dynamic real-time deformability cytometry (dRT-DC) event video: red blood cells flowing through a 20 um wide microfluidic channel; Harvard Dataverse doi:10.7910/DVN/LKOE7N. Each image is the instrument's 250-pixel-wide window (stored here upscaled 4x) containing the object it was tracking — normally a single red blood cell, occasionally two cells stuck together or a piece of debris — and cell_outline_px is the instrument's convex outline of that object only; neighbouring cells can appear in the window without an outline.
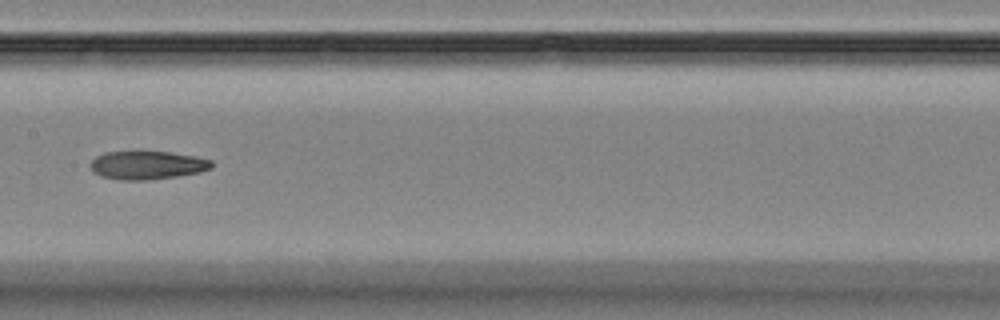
{"species": "Egyptian fruit bat (a non-hibernating species)", "species_latin": "Rousettus aegyptiacus", "temperature_condition": "room temperature", "stored_images_in_passage": 14, "camera_frame_rate_fps": 3000, "um_per_image_px": 0.085, "animal": {"sex": "female"}, "frame": {"image": 1, "passage_image": 7, "time_ms": 8.0, "image_size_px": [1000, 320], "cell_outline_px": [[212, 168], [200, 172], [176, 176], [148, 180], [120, 180], [100, 176], [92, 172], [88, 164], [96, 156], [104, 152], [168, 152], [196, 156], [212, 160]], "centroid_in_image_um": [12.48, 14.04], "position_along_channel_um": 194.9, "area_um2": 20.11}}
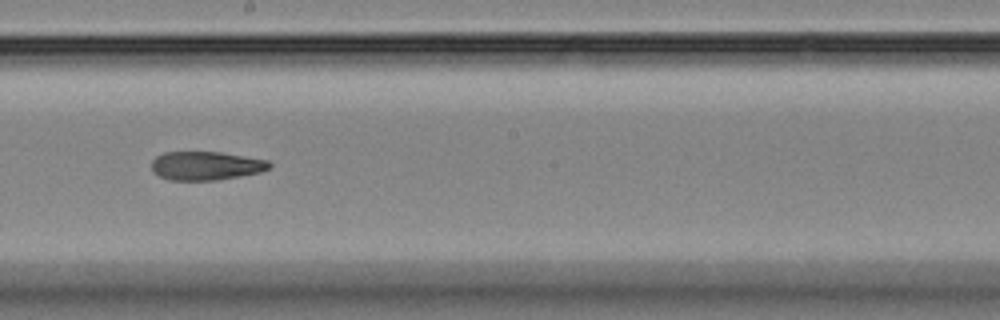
{"frame": {"image": 2, "passage_image": 8, "time_ms": 9.0, "image_size_px": [1000, 320], "cell_outline_px": [[272, 164], [268, 168], [260, 172], [240, 176], [216, 180], [168, 180], [152, 172], [152, 160], [156, 156], [164, 152], [220, 152], [268, 160]], "centroid_in_image_um": [17.48, 14.09], "position_along_channel_um": 230.7, "area_um2": 19.65}}
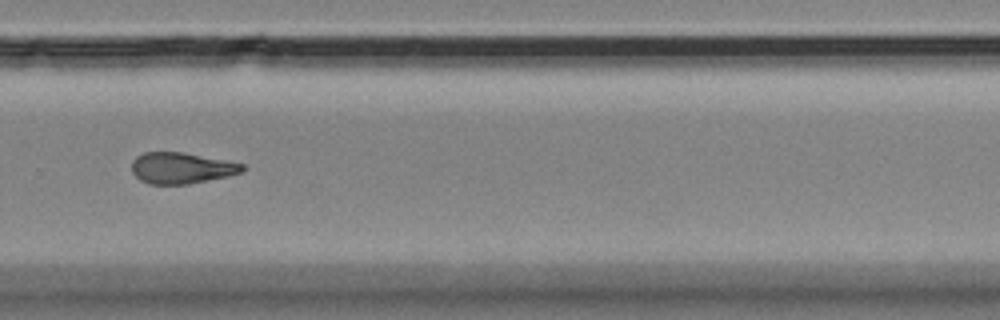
{"frame": {"image": 3, "passage_image": 10, "time_ms": 11.333, "image_size_px": [1000, 320], "cell_outline_px": [[244, 172], [228, 176], [188, 184], [148, 184], [140, 180], [132, 172], [132, 160], [136, 156], [144, 152], [180, 152], [224, 160], [244, 164]], "centroid_in_image_um": [15.4, 14.29], "position_along_channel_um": 314.4, "area_um2": 20.0}, "authors_computed_cell_mechanics": {"area_um2": 20.6635, "velocity_mm_per_s": 3.6177, "shape_relaxation_time_tau1_ms": null, "shape_relaxation_time_tau2_ms": 5.2583, "deformation_change_tau1": null, "deformation_change_tau2": 0.1441}}